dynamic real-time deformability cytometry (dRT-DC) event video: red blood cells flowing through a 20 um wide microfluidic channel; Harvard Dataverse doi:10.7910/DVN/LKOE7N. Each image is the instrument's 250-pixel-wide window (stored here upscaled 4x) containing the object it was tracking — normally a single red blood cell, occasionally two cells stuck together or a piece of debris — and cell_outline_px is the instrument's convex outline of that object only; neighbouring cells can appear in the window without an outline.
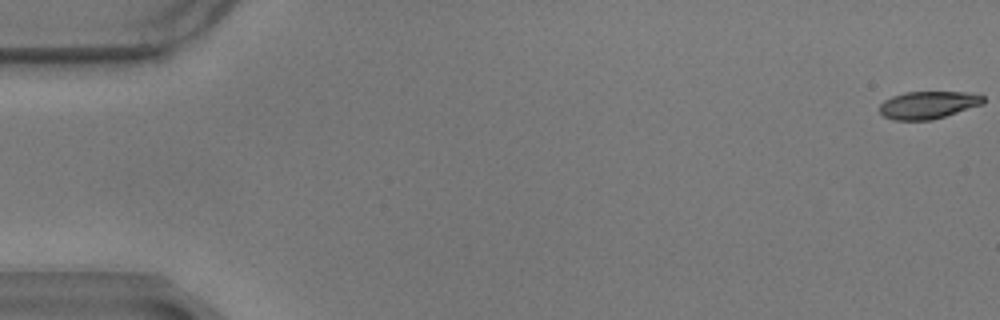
{"species": "common noctule bat (a hibernating species)", "species_latin": "Nyctalus noctula", "temperature_condition": "warm", "stored_images_in_passage": 14, "camera_frame_rate_fps": 3000, "um_per_image_px": 0.085, "animal": {"sex": "male", "body_mass_g": 17.9}, "frame": {"image": 1, "passage_image": 1, "time_ms": 0.0, "image_size_px": [1000, 320], "cell_outline_px": [[984, 104], [932, 120], [892, 120], [884, 116], [880, 112], [880, 104], [884, 100], [892, 96], [904, 92], [964, 92], [984, 96]], "centroid_in_image_um": [78.88, 8.92], "position_along_channel_um": 6.1, "area_um2": 16.65}}